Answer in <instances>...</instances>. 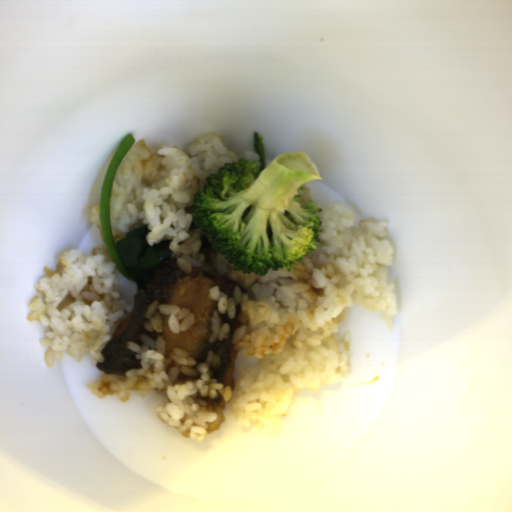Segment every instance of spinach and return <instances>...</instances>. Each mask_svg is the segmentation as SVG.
<instances>
[{"label":"spinach","mask_w":512,"mask_h":512,"mask_svg":"<svg viewBox=\"0 0 512 512\" xmlns=\"http://www.w3.org/2000/svg\"><path fill=\"white\" fill-rule=\"evenodd\" d=\"M135 137L128 133L122 140L105 173L100 195V227L104 245L121 275L136 283L138 291H147L158 270L168 261L171 241H161L149 245L146 236L148 226H140L128 232L121 240L115 242L110 225V198L112 183L116 172L127 152L135 143Z\"/></svg>","instance_id":"spinach-1"},{"label":"spinach","mask_w":512,"mask_h":512,"mask_svg":"<svg viewBox=\"0 0 512 512\" xmlns=\"http://www.w3.org/2000/svg\"><path fill=\"white\" fill-rule=\"evenodd\" d=\"M253 152L259 155L260 159V167L259 170H263L266 168L265 162V150H264V141L263 137L259 132L253 133Z\"/></svg>","instance_id":"spinach-2"},{"label":"spinach","mask_w":512,"mask_h":512,"mask_svg":"<svg viewBox=\"0 0 512 512\" xmlns=\"http://www.w3.org/2000/svg\"><path fill=\"white\" fill-rule=\"evenodd\" d=\"M200 241H201L200 251L212 248V244L210 243V241L207 239V237L204 234L202 235Z\"/></svg>","instance_id":"spinach-3"}]
</instances>
